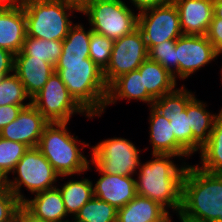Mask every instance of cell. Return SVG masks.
<instances>
[{"mask_svg": "<svg viewBox=\"0 0 222 222\" xmlns=\"http://www.w3.org/2000/svg\"><path fill=\"white\" fill-rule=\"evenodd\" d=\"M85 26L80 21L71 26L62 41V54L55 72L60 75L75 101L90 116L100 118L104 113L108 85L103 70L89 58L92 29Z\"/></svg>", "mask_w": 222, "mask_h": 222, "instance_id": "6da1fadb", "label": "cell"}, {"mask_svg": "<svg viewBox=\"0 0 222 222\" xmlns=\"http://www.w3.org/2000/svg\"><path fill=\"white\" fill-rule=\"evenodd\" d=\"M151 156L139 164L136 194L158 202L171 215L177 216L181 209L182 179L189 162L172 154Z\"/></svg>", "mask_w": 222, "mask_h": 222, "instance_id": "7a4b0ae2", "label": "cell"}, {"mask_svg": "<svg viewBox=\"0 0 222 222\" xmlns=\"http://www.w3.org/2000/svg\"><path fill=\"white\" fill-rule=\"evenodd\" d=\"M220 215L222 173H210L189 163L182 179L181 209L177 217L185 221L216 222Z\"/></svg>", "mask_w": 222, "mask_h": 222, "instance_id": "3957f363", "label": "cell"}, {"mask_svg": "<svg viewBox=\"0 0 222 222\" xmlns=\"http://www.w3.org/2000/svg\"><path fill=\"white\" fill-rule=\"evenodd\" d=\"M68 124L70 122L48 123L43 129L38 148L59 176H85L91 158L84 155V149L91 147V143L83 139L80 141L75 133L70 132Z\"/></svg>", "mask_w": 222, "mask_h": 222, "instance_id": "277c9868", "label": "cell"}, {"mask_svg": "<svg viewBox=\"0 0 222 222\" xmlns=\"http://www.w3.org/2000/svg\"><path fill=\"white\" fill-rule=\"evenodd\" d=\"M25 16L27 36L63 41L74 24L80 8L66 0H20Z\"/></svg>", "mask_w": 222, "mask_h": 222, "instance_id": "5b68a950", "label": "cell"}, {"mask_svg": "<svg viewBox=\"0 0 222 222\" xmlns=\"http://www.w3.org/2000/svg\"><path fill=\"white\" fill-rule=\"evenodd\" d=\"M7 177V189L23 203L27 197L24 189L31 195L54 188L66 176H59L38 147L29 148ZM61 178V179H60ZM60 180V182H59Z\"/></svg>", "mask_w": 222, "mask_h": 222, "instance_id": "8992f818", "label": "cell"}, {"mask_svg": "<svg viewBox=\"0 0 222 222\" xmlns=\"http://www.w3.org/2000/svg\"><path fill=\"white\" fill-rule=\"evenodd\" d=\"M126 0H91L80 9L92 31L115 41L138 27V13Z\"/></svg>", "mask_w": 222, "mask_h": 222, "instance_id": "52a82bcc", "label": "cell"}, {"mask_svg": "<svg viewBox=\"0 0 222 222\" xmlns=\"http://www.w3.org/2000/svg\"><path fill=\"white\" fill-rule=\"evenodd\" d=\"M91 162L102 172L106 174H117L120 176H135L143 149L128 138L114 137L100 139L95 146L91 145Z\"/></svg>", "mask_w": 222, "mask_h": 222, "instance_id": "ba28073f", "label": "cell"}, {"mask_svg": "<svg viewBox=\"0 0 222 222\" xmlns=\"http://www.w3.org/2000/svg\"><path fill=\"white\" fill-rule=\"evenodd\" d=\"M31 104L49 122H70L75 115L88 120L97 116H90L70 95L60 75L53 72L43 88L31 99Z\"/></svg>", "mask_w": 222, "mask_h": 222, "instance_id": "9c48e42d", "label": "cell"}, {"mask_svg": "<svg viewBox=\"0 0 222 222\" xmlns=\"http://www.w3.org/2000/svg\"><path fill=\"white\" fill-rule=\"evenodd\" d=\"M180 85L174 91L155 99L152 107L170 120L175 138L193 155V134L187 115V105L196 92L189 90L184 84Z\"/></svg>", "mask_w": 222, "mask_h": 222, "instance_id": "30bf717a", "label": "cell"}, {"mask_svg": "<svg viewBox=\"0 0 222 222\" xmlns=\"http://www.w3.org/2000/svg\"><path fill=\"white\" fill-rule=\"evenodd\" d=\"M138 28L141 30L148 51L167 40H176L183 32L179 12L173 1L138 13Z\"/></svg>", "mask_w": 222, "mask_h": 222, "instance_id": "8fae6325", "label": "cell"}, {"mask_svg": "<svg viewBox=\"0 0 222 222\" xmlns=\"http://www.w3.org/2000/svg\"><path fill=\"white\" fill-rule=\"evenodd\" d=\"M148 58V49L141 30L137 27L113 43L111 58L103 71L109 86L116 78L138 69Z\"/></svg>", "mask_w": 222, "mask_h": 222, "instance_id": "7c38bea8", "label": "cell"}, {"mask_svg": "<svg viewBox=\"0 0 222 222\" xmlns=\"http://www.w3.org/2000/svg\"><path fill=\"white\" fill-rule=\"evenodd\" d=\"M217 59L218 51L206 35L182 34L176 39L177 81H187Z\"/></svg>", "mask_w": 222, "mask_h": 222, "instance_id": "4fadbf2b", "label": "cell"}, {"mask_svg": "<svg viewBox=\"0 0 222 222\" xmlns=\"http://www.w3.org/2000/svg\"><path fill=\"white\" fill-rule=\"evenodd\" d=\"M93 169H95V171L98 172V176H100L96 179L97 181L92 180L94 181V197L119 209L127 205L137 195L135 176H120L117 174L102 173L90 161L87 172H92Z\"/></svg>", "mask_w": 222, "mask_h": 222, "instance_id": "5bb4252c", "label": "cell"}, {"mask_svg": "<svg viewBox=\"0 0 222 222\" xmlns=\"http://www.w3.org/2000/svg\"><path fill=\"white\" fill-rule=\"evenodd\" d=\"M149 147L151 154H172L181 157L185 162L192 158V154L175 138L170 120L158 113L152 106L148 107Z\"/></svg>", "mask_w": 222, "mask_h": 222, "instance_id": "9a60e30c", "label": "cell"}, {"mask_svg": "<svg viewBox=\"0 0 222 222\" xmlns=\"http://www.w3.org/2000/svg\"><path fill=\"white\" fill-rule=\"evenodd\" d=\"M49 122L30 104L22 108L17 118L0 130V137L21 142L29 148L38 147L44 127Z\"/></svg>", "mask_w": 222, "mask_h": 222, "instance_id": "2e32d148", "label": "cell"}, {"mask_svg": "<svg viewBox=\"0 0 222 222\" xmlns=\"http://www.w3.org/2000/svg\"><path fill=\"white\" fill-rule=\"evenodd\" d=\"M26 35V16L20 0L0 5V48L14 55L19 53Z\"/></svg>", "mask_w": 222, "mask_h": 222, "instance_id": "e0dca14e", "label": "cell"}, {"mask_svg": "<svg viewBox=\"0 0 222 222\" xmlns=\"http://www.w3.org/2000/svg\"><path fill=\"white\" fill-rule=\"evenodd\" d=\"M185 35H206L213 19V0H172Z\"/></svg>", "mask_w": 222, "mask_h": 222, "instance_id": "ac0fdd59", "label": "cell"}, {"mask_svg": "<svg viewBox=\"0 0 222 222\" xmlns=\"http://www.w3.org/2000/svg\"><path fill=\"white\" fill-rule=\"evenodd\" d=\"M122 100H127L126 103L136 100L137 103L139 101L147 104V107L152 106L154 99L143 89V75L138 69L119 76L108 86L104 113L100 117L105 114L107 108Z\"/></svg>", "mask_w": 222, "mask_h": 222, "instance_id": "d6986e66", "label": "cell"}, {"mask_svg": "<svg viewBox=\"0 0 222 222\" xmlns=\"http://www.w3.org/2000/svg\"><path fill=\"white\" fill-rule=\"evenodd\" d=\"M54 71L55 67L44 59L23 56L20 52L15 54L14 73L31 99L43 88Z\"/></svg>", "mask_w": 222, "mask_h": 222, "instance_id": "ffe728a7", "label": "cell"}, {"mask_svg": "<svg viewBox=\"0 0 222 222\" xmlns=\"http://www.w3.org/2000/svg\"><path fill=\"white\" fill-rule=\"evenodd\" d=\"M29 197L22 204L35 216L48 222L70 220L57 186Z\"/></svg>", "mask_w": 222, "mask_h": 222, "instance_id": "44dd1931", "label": "cell"}, {"mask_svg": "<svg viewBox=\"0 0 222 222\" xmlns=\"http://www.w3.org/2000/svg\"><path fill=\"white\" fill-rule=\"evenodd\" d=\"M208 107L207 101L200 100L196 95L187 105V115L193 134V156L199 153L202 146L209 140L214 121L221 113L220 110L218 113H213Z\"/></svg>", "mask_w": 222, "mask_h": 222, "instance_id": "7402d4cb", "label": "cell"}, {"mask_svg": "<svg viewBox=\"0 0 222 222\" xmlns=\"http://www.w3.org/2000/svg\"><path fill=\"white\" fill-rule=\"evenodd\" d=\"M172 216L158 202L140 195L117 210V222H167Z\"/></svg>", "mask_w": 222, "mask_h": 222, "instance_id": "603a6c76", "label": "cell"}, {"mask_svg": "<svg viewBox=\"0 0 222 222\" xmlns=\"http://www.w3.org/2000/svg\"><path fill=\"white\" fill-rule=\"evenodd\" d=\"M78 176L80 177L81 175H77V177L71 175V179L69 176H66L68 177L67 181L57 184L70 219H73L79 210L94 196L91 177H84L82 175L79 179Z\"/></svg>", "mask_w": 222, "mask_h": 222, "instance_id": "cb8c5ba5", "label": "cell"}, {"mask_svg": "<svg viewBox=\"0 0 222 222\" xmlns=\"http://www.w3.org/2000/svg\"><path fill=\"white\" fill-rule=\"evenodd\" d=\"M138 70L143 75V89H146L154 100L180 86L168 70L149 58L141 64Z\"/></svg>", "mask_w": 222, "mask_h": 222, "instance_id": "d4e9b609", "label": "cell"}, {"mask_svg": "<svg viewBox=\"0 0 222 222\" xmlns=\"http://www.w3.org/2000/svg\"><path fill=\"white\" fill-rule=\"evenodd\" d=\"M196 165L210 173H222V112L215 119L209 140L202 146Z\"/></svg>", "mask_w": 222, "mask_h": 222, "instance_id": "484cf974", "label": "cell"}, {"mask_svg": "<svg viewBox=\"0 0 222 222\" xmlns=\"http://www.w3.org/2000/svg\"><path fill=\"white\" fill-rule=\"evenodd\" d=\"M20 53L23 56L44 59V61L55 67L62 54V41L46 40L26 35Z\"/></svg>", "mask_w": 222, "mask_h": 222, "instance_id": "4316f807", "label": "cell"}, {"mask_svg": "<svg viewBox=\"0 0 222 222\" xmlns=\"http://www.w3.org/2000/svg\"><path fill=\"white\" fill-rule=\"evenodd\" d=\"M117 210L97 197L88 201L75 215V222H117Z\"/></svg>", "mask_w": 222, "mask_h": 222, "instance_id": "83f0119b", "label": "cell"}, {"mask_svg": "<svg viewBox=\"0 0 222 222\" xmlns=\"http://www.w3.org/2000/svg\"><path fill=\"white\" fill-rule=\"evenodd\" d=\"M30 104L31 98L14 72L0 78V106Z\"/></svg>", "mask_w": 222, "mask_h": 222, "instance_id": "f1b7e54d", "label": "cell"}, {"mask_svg": "<svg viewBox=\"0 0 222 222\" xmlns=\"http://www.w3.org/2000/svg\"><path fill=\"white\" fill-rule=\"evenodd\" d=\"M29 147L21 142L0 137V172L9 177Z\"/></svg>", "mask_w": 222, "mask_h": 222, "instance_id": "f546056e", "label": "cell"}, {"mask_svg": "<svg viewBox=\"0 0 222 222\" xmlns=\"http://www.w3.org/2000/svg\"><path fill=\"white\" fill-rule=\"evenodd\" d=\"M148 58L158 62L177 80L176 40H167L153 46L148 51Z\"/></svg>", "mask_w": 222, "mask_h": 222, "instance_id": "4dcf8cb0", "label": "cell"}, {"mask_svg": "<svg viewBox=\"0 0 222 222\" xmlns=\"http://www.w3.org/2000/svg\"><path fill=\"white\" fill-rule=\"evenodd\" d=\"M114 41L92 31L89 44V58L103 71L107 68Z\"/></svg>", "mask_w": 222, "mask_h": 222, "instance_id": "1f68e13d", "label": "cell"}, {"mask_svg": "<svg viewBox=\"0 0 222 222\" xmlns=\"http://www.w3.org/2000/svg\"><path fill=\"white\" fill-rule=\"evenodd\" d=\"M21 204L9 189L0 191V222L13 221Z\"/></svg>", "mask_w": 222, "mask_h": 222, "instance_id": "d6a6232c", "label": "cell"}, {"mask_svg": "<svg viewBox=\"0 0 222 222\" xmlns=\"http://www.w3.org/2000/svg\"><path fill=\"white\" fill-rule=\"evenodd\" d=\"M206 36L217 51L222 47V18L213 17Z\"/></svg>", "mask_w": 222, "mask_h": 222, "instance_id": "836d02e7", "label": "cell"}, {"mask_svg": "<svg viewBox=\"0 0 222 222\" xmlns=\"http://www.w3.org/2000/svg\"><path fill=\"white\" fill-rule=\"evenodd\" d=\"M29 105H5L0 106V130L15 120L22 108Z\"/></svg>", "mask_w": 222, "mask_h": 222, "instance_id": "e575fe53", "label": "cell"}, {"mask_svg": "<svg viewBox=\"0 0 222 222\" xmlns=\"http://www.w3.org/2000/svg\"><path fill=\"white\" fill-rule=\"evenodd\" d=\"M15 55L4 48H0V78L14 72Z\"/></svg>", "mask_w": 222, "mask_h": 222, "instance_id": "d590c367", "label": "cell"}, {"mask_svg": "<svg viewBox=\"0 0 222 222\" xmlns=\"http://www.w3.org/2000/svg\"><path fill=\"white\" fill-rule=\"evenodd\" d=\"M172 0H129L126 1L128 5H130L131 8L134 9V11H138L137 13H140L144 10L155 8L158 6H163L168 3H170ZM133 6V7H132Z\"/></svg>", "mask_w": 222, "mask_h": 222, "instance_id": "8d00e7d4", "label": "cell"}, {"mask_svg": "<svg viewBox=\"0 0 222 222\" xmlns=\"http://www.w3.org/2000/svg\"><path fill=\"white\" fill-rule=\"evenodd\" d=\"M15 218L17 222H48L35 216L23 204L18 207Z\"/></svg>", "mask_w": 222, "mask_h": 222, "instance_id": "74e56055", "label": "cell"}, {"mask_svg": "<svg viewBox=\"0 0 222 222\" xmlns=\"http://www.w3.org/2000/svg\"><path fill=\"white\" fill-rule=\"evenodd\" d=\"M213 17L222 18V0H213Z\"/></svg>", "mask_w": 222, "mask_h": 222, "instance_id": "f35d334b", "label": "cell"}, {"mask_svg": "<svg viewBox=\"0 0 222 222\" xmlns=\"http://www.w3.org/2000/svg\"><path fill=\"white\" fill-rule=\"evenodd\" d=\"M5 189H7V178L0 172V191H4Z\"/></svg>", "mask_w": 222, "mask_h": 222, "instance_id": "ab89813d", "label": "cell"}, {"mask_svg": "<svg viewBox=\"0 0 222 222\" xmlns=\"http://www.w3.org/2000/svg\"><path fill=\"white\" fill-rule=\"evenodd\" d=\"M66 1L76 5L81 9L86 3L90 2L91 0H66Z\"/></svg>", "mask_w": 222, "mask_h": 222, "instance_id": "60d3db41", "label": "cell"}, {"mask_svg": "<svg viewBox=\"0 0 222 222\" xmlns=\"http://www.w3.org/2000/svg\"><path fill=\"white\" fill-rule=\"evenodd\" d=\"M177 219L179 220V222H187V221L181 219L180 217H178ZM173 221H174V219H173V216H172L167 222H173Z\"/></svg>", "mask_w": 222, "mask_h": 222, "instance_id": "b9f144b4", "label": "cell"}, {"mask_svg": "<svg viewBox=\"0 0 222 222\" xmlns=\"http://www.w3.org/2000/svg\"><path fill=\"white\" fill-rule=\"evenodd\" d=\"M14 0H0V5L11 3Z\"/></svg>", "mask_w": 222, "mask_h": 222, "instance_id": "7bdbcfd3", "label": "cell"}, {"mask_svg": "<svg viewBox=\"0 0 222 222\" xmlns=\"http://www.w3.org/2000/svg\"><path fill=\"white\" fill-rule=\"evenodd\" d=\"M219 74H221V76H220V77H221V78H220L221 80H220V81L222 82V65H221V68H220V73H219ZM221 84H222V83H221ZM219 110L222 112V107H220V109H219Z\"/></svg>", "mask_w": 222, "mask_h": 222, "instance_id": "ee69618b", "label": "cell"}, {"mask_svg": "<svg viewBox=\"0 0 222 222\" xmlns=\"http://www.w3.org/2000/svg\"><path fill=\"white\" fill-rule=\"evenodd\" d=\"M222 55V47L218 50V58Z\"/></svg>", "mask_w": 222, "mask_h": 222, "instance_id": "f6af8a7d", "label": "cell"}, {"mask_svg": "<svg viewBox=\"0 0 222 222\" xmlns=\"http://www.w3.org/2000/svg\"><path fill=\"white\" fill-rule=\"evenodd\" d=\"M216 222H222V215H220Z\"/></svg>", "mask_w": 222, "mask_h": 222, "instance_id": "bcb514c9", "label": "cell"}, {"mask_svg": "<svg viewBox=\"0 0 222 222\" xmlns=\"http://www.w3.org/2000/svg\"><path fill=\"white\" fill-rule=\"evenodd\" d=\"M66 222H75L73 219L69 220V221H66Z\"/></svg>", "mask_w": 222, "mask_h": 222, "instance_id": "7dc6e473", "label": "cell"}]
</instances>
